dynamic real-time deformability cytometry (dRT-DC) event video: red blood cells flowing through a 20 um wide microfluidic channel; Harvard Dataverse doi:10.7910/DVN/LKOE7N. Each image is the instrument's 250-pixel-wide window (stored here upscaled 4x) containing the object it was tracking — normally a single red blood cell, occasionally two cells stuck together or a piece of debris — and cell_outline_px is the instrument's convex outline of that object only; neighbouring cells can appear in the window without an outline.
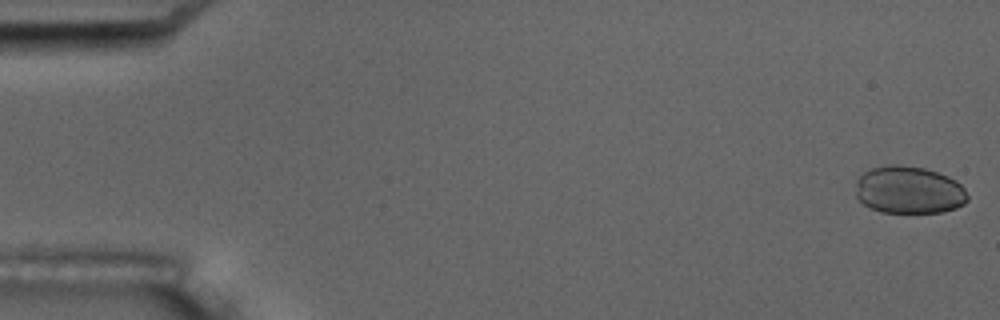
{"species": "common noctule bat (a hibernating species)", "species_latin": "Nyctalus noctula", "temperature_condition": "room temperature", "stored_images_in_passage": 4, "camera_frame_rate_fps": 3000, "um_per_image_px": 0.085, "animal": {"sex": "male", "body_mass_g": 17.5, "forearm_length_mm": 52.3}, "frame": {"image": 1, "passage_image": 1, "time_ms": 0.0, "image_size_px": [1000, 320], "cell_outline_px": [[968, 200], [964, 204], [956, 208], [940, 212], [880, 212], [868, 208], [856, 196], [856, 180], [864, 172], [872, 168], [892, 164], [896, 164], [924, 168], [948, 176], [956, 180], [964, 188], [968, 196]], "centroid_in_image_um": [77.25, 16.15], "position_along_channel_um": 7.7, "area_um2": 31.04}}